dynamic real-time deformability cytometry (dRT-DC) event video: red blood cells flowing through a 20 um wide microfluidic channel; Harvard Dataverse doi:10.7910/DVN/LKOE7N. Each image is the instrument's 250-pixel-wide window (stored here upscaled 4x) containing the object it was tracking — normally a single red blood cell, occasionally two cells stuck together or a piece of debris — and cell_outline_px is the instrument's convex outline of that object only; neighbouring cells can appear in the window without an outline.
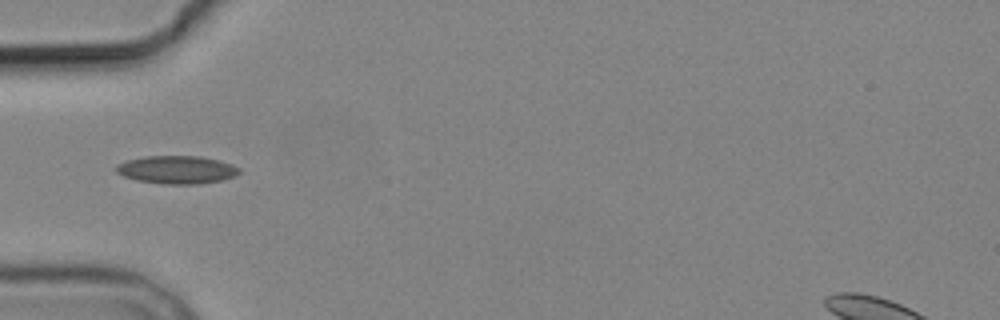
{"species": "common noctule bat (a hibernating species)", "species_latin": "Nyctalus noctula", "temperature_condition": "cold", "stored_images_in_passage": 1, "camera_frame_rate_fps": 3000, "um_per_image_px": 0.085, "animal": {"sex": "male", "body_mass_g": 19.2, "forearm_length_mm": 51.8}, "frame": {"image": 1, "passage_image": 1, "time_ms": 0.0, "image_size_px": [1000, 320], "cell_outline_px": [[240, 172], [236, 176], [224, 180], [200, 184], [164, 184], [136, 180], [124, 176], [116, 172], [116, 164], [128, 160], [144, 156], [200, 156], [220, 160], [232, 164], [240, 168]], "centroid_in_image_um": [15.07, 14.43], "position_along_channel_um": 69.9, "area_um2": 20.29}}